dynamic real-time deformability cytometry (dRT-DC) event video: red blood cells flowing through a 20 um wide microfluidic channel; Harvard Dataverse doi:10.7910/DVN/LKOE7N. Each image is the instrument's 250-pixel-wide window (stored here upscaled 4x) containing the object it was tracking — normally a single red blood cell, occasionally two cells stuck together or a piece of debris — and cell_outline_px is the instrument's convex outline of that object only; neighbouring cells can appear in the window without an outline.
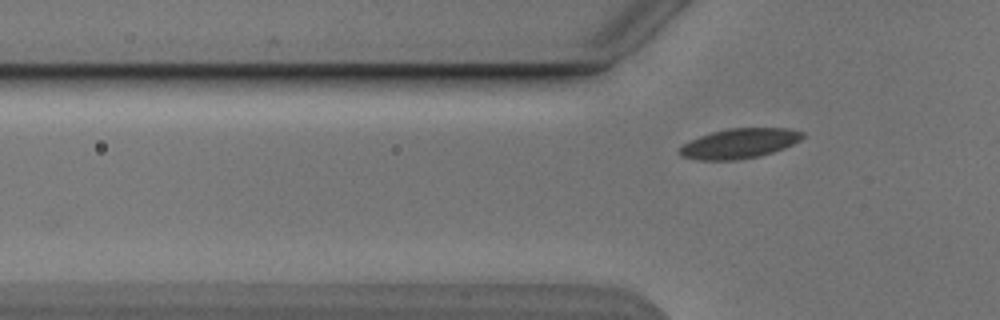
{"species": "Egyptian fruit bat (a non-hibernating species)", "species_latin": "Rousettus aegyptiacus", "temperature_condition": "cold", "stored_images_in_passage": 4, "segment_of_instrument_passage": [2, 2], "camera_frame_rate_fps": 3000, "um_per_image_px": 0.085, "animal": {"sex": "male"}, "frame": {"image": 1, "passage_image": 4, "time_ms": 3.667, "image_size_px": [1000, 320], "cell_outline_px": [[804, 136], [800, 140], [784, 148], [760, 156], [736, 160], [700, 160], [680, 156], [676, 152], [684, 144], [700, 136], [712, 132], [732, 128], [788, 128], [804, 132]], "centroid_in_image_um": [62.84, 12.2], "position_along_channel_um": 63.0, "area_um2": 21.33}}